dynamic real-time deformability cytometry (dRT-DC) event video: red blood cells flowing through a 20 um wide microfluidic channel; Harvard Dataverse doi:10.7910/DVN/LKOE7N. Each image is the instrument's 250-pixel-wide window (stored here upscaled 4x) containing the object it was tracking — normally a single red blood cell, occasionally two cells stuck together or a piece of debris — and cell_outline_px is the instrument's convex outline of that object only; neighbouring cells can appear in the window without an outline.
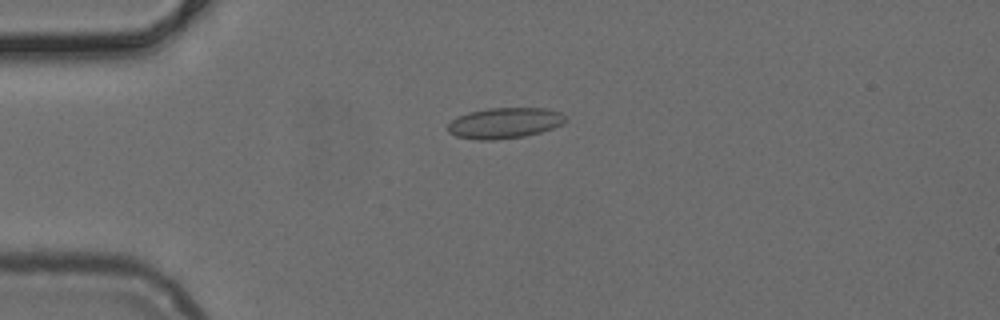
{"species": "common noctule bat (a hibernating species)", "species_latin": "Nyctalus noctula", "temperature_condition": "cold", "stored_images_in_passage": 41, "camera_frame_rate_fps": 3000, "um_per_image_px": 0.085, "animal": {"sex": "female", "body_mass_g": 24.6, "forearm_length_mm": 56.2}, "frame": {"image": 1, "passage_image": 3, "time_ms": 0.667, "image_size_px": [1000, 320], "cell_outline_px": [[568, 120], [564, 124], [540, 132], [524, 136], [496, 140], [476, 140], [456, 136], [448, 132], [448, 124], [452, 120], [468, 112], [488, 108], [544, 108], [560, 112]], "centroid_in_image_um": [42.9, 10.46], "position_along_channel_um": 42.1, "area_um2": 21.1}}
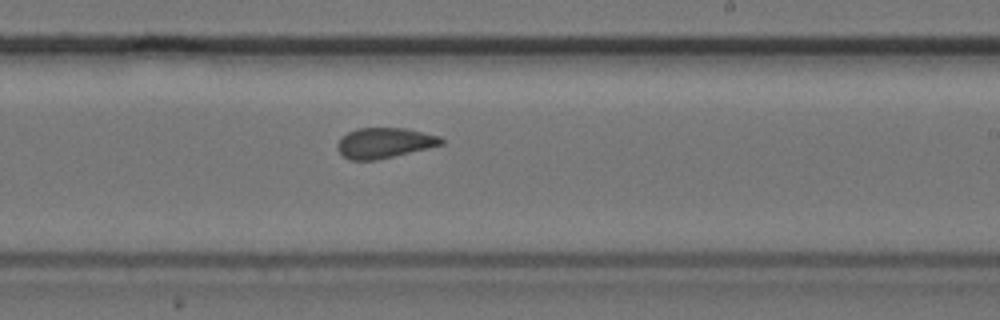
{"frame": {"image": 2, "passage_image": 21, "time_ms": 6.667, "image_size_px": [1000, 320], "cell_outline_px": [[444, 144], [428, 148], [376, 160], [348, 160], [336, 148], [336, 144], [348, 132], [356, 128], [404, 128], [440, 136], [444, 140]], "centroid_in_image_um": [32.67, 12.15], "position_along_channel_um": 256.3, "area_um2": 18.26}}
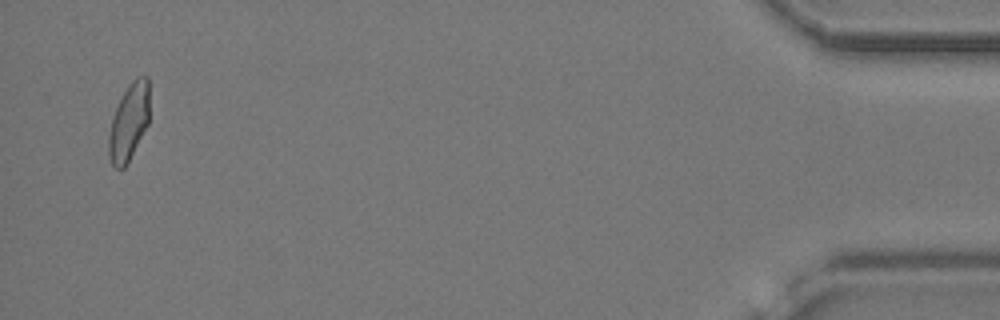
{"frame": {"image": 3, "passage_image": 40, "time_ms": 13.0, "image_size_px": [1000, 320], "cell_outline_px": [[148, 124], [124, 168], [116, 168], [112, 164], [108, 156], [108, 136], [112, 116], [128, 84], [136, 76], [148, 76]], "centroid_in_image_um": [10.94, 10.36], "position_along_channel_um": 424.3, "area_um2": 18.03}}